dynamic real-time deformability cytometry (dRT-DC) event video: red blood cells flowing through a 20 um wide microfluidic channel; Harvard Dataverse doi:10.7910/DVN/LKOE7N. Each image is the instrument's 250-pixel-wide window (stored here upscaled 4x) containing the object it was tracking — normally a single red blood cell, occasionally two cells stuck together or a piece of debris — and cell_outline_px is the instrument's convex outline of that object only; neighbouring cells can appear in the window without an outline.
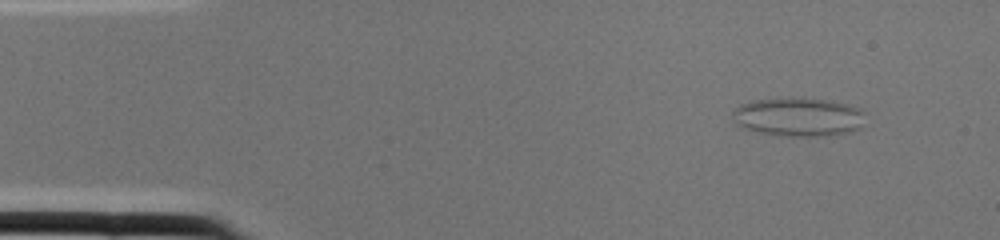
{"species": "common noctule bat (a hibernating species)", "species_latin": "Nyctalus noctula", "temperature_condition": "cold", "stored_images_in_passage": 1, "camera_frame_rate_fps": 3000, "um_per_image_px": 0.085, "animal": {"sex": "female", "body_mass_g": 22.0, "forearm_length_mm": 56.7}, "frame": {"image": 1, "passage_image": 1, "time_ms": 0.0, "image_size_px": [1000, 240], "cell_outline_px": [[864, 112], [860, 128], [852, 132], [824, 136], [780, 136], [740, 128], [736, 124], [732, 116], [732, 112], [740, 104], [752, 100], [824, 100], [848, 104], [860, 108]], "centroid_in_image_um": [67.85, 9.98], "position_along_channel_um": 17.2, "area_um2": 29.42}}